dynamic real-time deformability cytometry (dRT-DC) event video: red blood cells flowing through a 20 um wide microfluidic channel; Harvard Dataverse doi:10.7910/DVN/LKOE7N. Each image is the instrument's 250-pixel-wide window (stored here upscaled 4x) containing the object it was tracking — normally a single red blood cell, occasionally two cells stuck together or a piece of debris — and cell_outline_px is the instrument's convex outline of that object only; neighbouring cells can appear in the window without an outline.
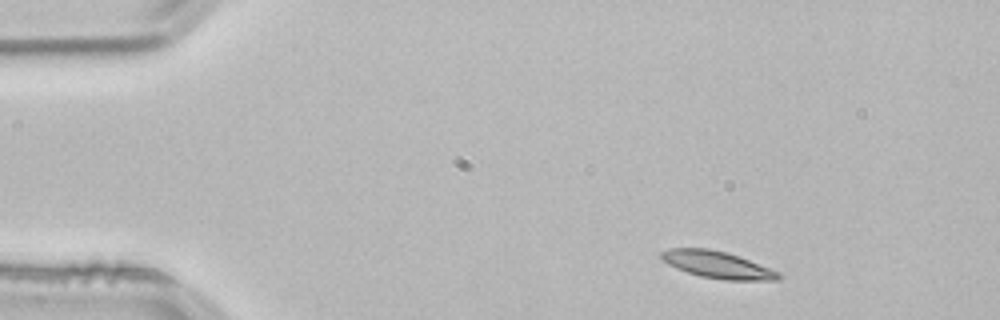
{"species": "common noctule bat (a hibernating species)", "species_latin": "Nyctalus noctula", "temperature_condition": "room temperature", "stored_images_in_passage": 50, "camera_frame_rate_fps": 3000, "um_per_image_px": 0.085, "animal": {"sex": "male", "body_mass_g": 21.5, "forearm_length_mm": 52.0}, "frame": {"image": 1, "passage_image": 4, "time_ms": 1.0, "image_size_px": [1000, 320], "cell_outline_px": [[784, 276], [780, 280], [724, 280], [700, 276], [676, 268], [668, 264], [660, 256], [660, 252], [668, 248], [708, 248], [728, 252], [780, 272]], "centroid_in_image_um": [61.0, 22.5], "position_along_channel_um": 24.0, "area_um2": 18.5}}
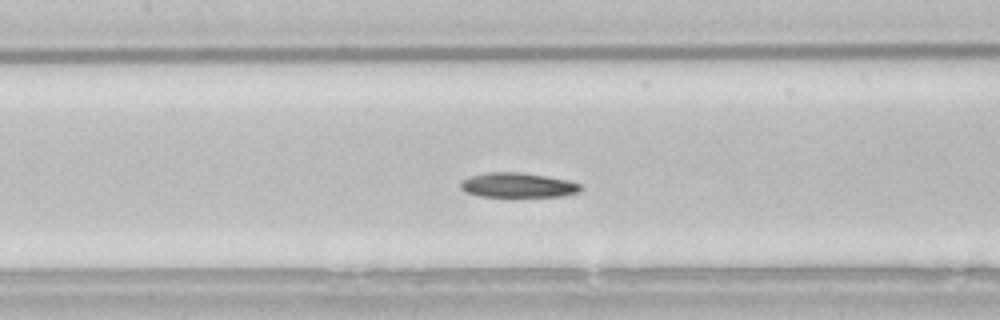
{"frame": {"image": 2, "passage_image": 21, "time_ms": 6.667, "image_size_px": [1000, 320], "cell_outline_px": [[584, 188], [580, 192], [564, 196], [480, 196], [464, 192], [460, 188], [460, 180], [472, 176], [488, 172], [520, 172], [548, 176], [568, 180], [580, 184]], "centroid_in_image_um": [44.03, 15.73], "position_along_channel_um": 163.4, "area_um2": 17.4}}
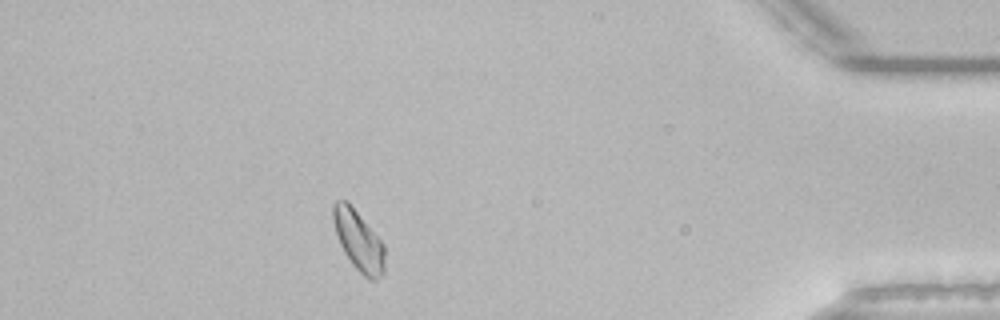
{"frame": {"image": 3, "passage_image": 44, "time_ms": 14.333, "image_size_px": [1000, 320], "cell_outline_px": [[384, 272], [376, 280], [368, 280], [352, 264], [344, 252], [340, 244], [332, 220], [332, 204], [336, 200], [348, 200], [384, 244]], "centroid_in_image_um": [30.46, 20.42], "position_along_channel_um": 404.7, "area_um2": 18.15}, "authors_computed_cell_mechanics": {"area_um2": 18.0914, "velocity_mm_per_s": 3.7957, "shape_relaxation_time_tau1_ms": 6.3732, "shape_relaxation_time_tau2_ms": null, "deformation_change_tau1": 0.1288, "deformation_change_tau2": null}}